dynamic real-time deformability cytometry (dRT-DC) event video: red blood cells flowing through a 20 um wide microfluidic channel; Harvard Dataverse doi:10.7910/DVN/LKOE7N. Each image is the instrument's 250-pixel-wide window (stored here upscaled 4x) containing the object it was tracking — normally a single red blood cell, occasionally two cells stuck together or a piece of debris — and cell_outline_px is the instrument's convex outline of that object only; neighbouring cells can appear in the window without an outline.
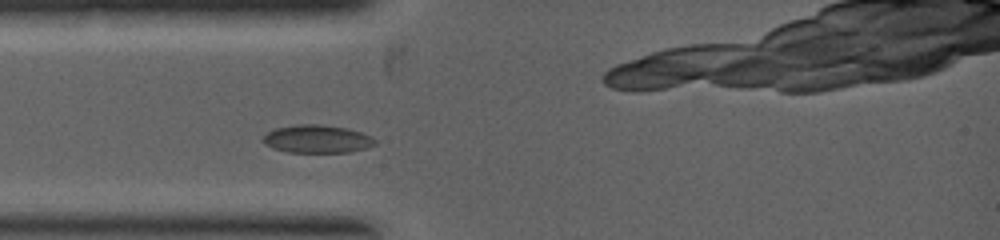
{"species": "common noctule bat (a hibernating species)", "species_latin": "Nyctalus noctula", "temperature_condition": "warm", "stored_images_in_passage": 2, "camera_frame_rate_fps": 5000, "um_per_image_px": 0.085, "animal": {"sex": "female", "body_mass_g": 19.0, "forearm_length_mm": 53.3}, "frame": {"image": 1, "passage_image": 2, "time_ms": 0.8, "image_size_px": [1000, 240], "cell_outline_px": [[376, 144], [364, 148], [348, 152], [288, 152], [272, 148], [264, 144], [264, 136], [268, 132], [276, 128], [296, 124], [320, 124], [348, 128], [372, 136], [376, 140]], "centroid_in_image_um": [26.96, 11.81], "position_along_channel_um": 58.0, "area_um2": 18.21}}